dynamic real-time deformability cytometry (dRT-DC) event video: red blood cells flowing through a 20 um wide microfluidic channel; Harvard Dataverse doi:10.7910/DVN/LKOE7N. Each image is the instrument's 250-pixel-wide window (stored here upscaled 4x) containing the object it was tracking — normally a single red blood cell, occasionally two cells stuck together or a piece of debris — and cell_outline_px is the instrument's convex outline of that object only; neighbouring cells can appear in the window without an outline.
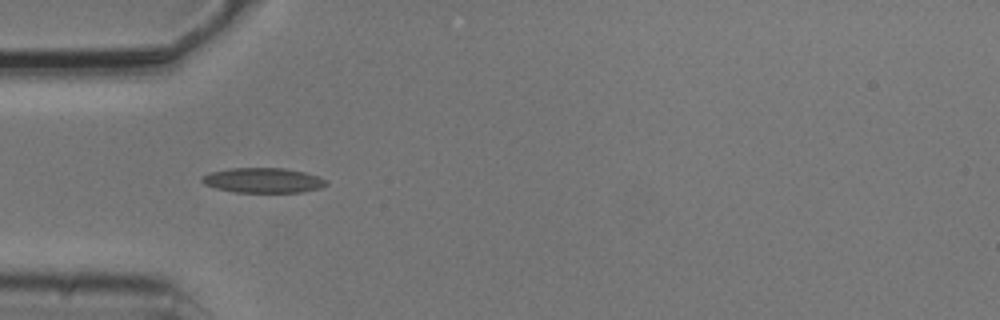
{"species": "common noctule bat (a hibernating species)", "species_latin": "Nyctalus noctula", "temperature_condition": "cold", "stored_images_in_passage": 5, "camera_frame_rate_fps": 3000, "um_per_image_px": 0.085, "animal": {"sex": "male", "body_mass_g": 20.5, "forearm_length_mm": 52.5}, "frame": {"image": 1, "passage_image": 1, "time_ms": 0.0, "image_size_px": [1000, 320], "cell_outline_px": [[328, 184], [320, 188], [300, 192], [236, 192], [216, 188], [204, 184], [200, 180], [200, 176], [208, 172], [228, 168], [284, 168], [304, 172], [320, 176], [328, 180]], "centroid_in_image_um": [22.35, 15.32], "position_along_channel_um": 62.7, "area_um2": 18.26}}
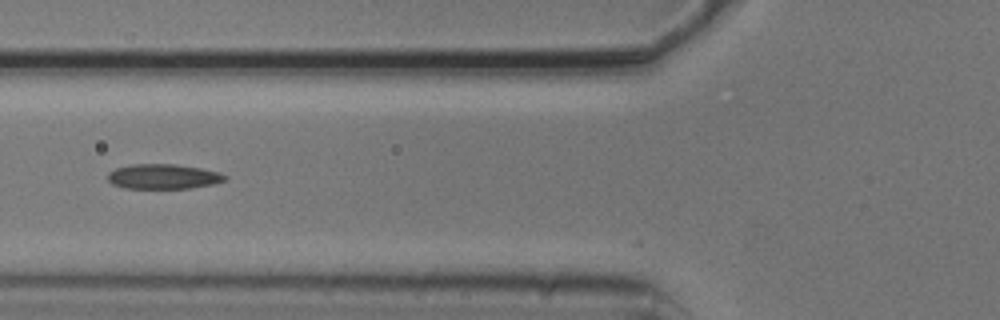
{"frame": {"image": 2, "passage_image": 2, "time_ms": 0.333, "image_size_px": [1000, 320], "cell_outline_px": [[228, 180], [212, 184], [192, 188], [124, 188], [112, 184], [108, 180], [108, 172], [116, 168], [132, 164], [172, 164], [200, 168], [220, 172], [228, 176]], "centroid_in_image_um": [13.9, 15.0], "position_along_channel_um": 111.9, "area_um2": 17.05}}
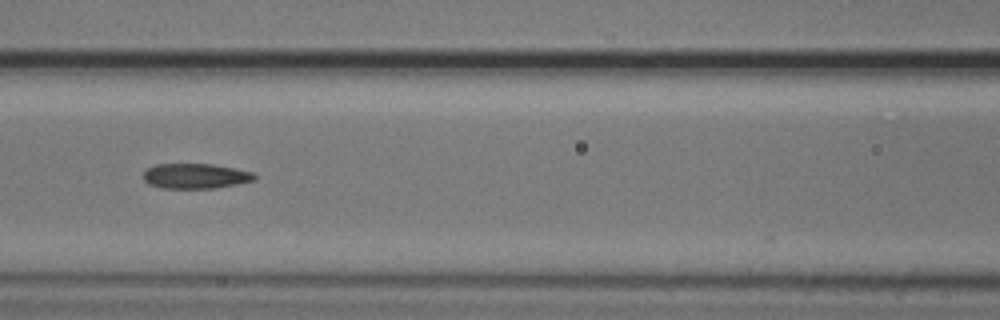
{"frame": {"image": 3, "passage_image": 3, "time_ms": 0.667, "image_size_px": [1000, 320], "cell_outline_px": [[256, 180], [216, 188], [160, 188], [148, 184], [144, 180], [144, 172], [148, 168], [156, 164], [212, 164], [236, 168], [252, 172], [256, 176]], "centroid_in_image_um": [16.62, 14.96], "position_along_channel_um": 150.0, "area_um2": 16.3}}